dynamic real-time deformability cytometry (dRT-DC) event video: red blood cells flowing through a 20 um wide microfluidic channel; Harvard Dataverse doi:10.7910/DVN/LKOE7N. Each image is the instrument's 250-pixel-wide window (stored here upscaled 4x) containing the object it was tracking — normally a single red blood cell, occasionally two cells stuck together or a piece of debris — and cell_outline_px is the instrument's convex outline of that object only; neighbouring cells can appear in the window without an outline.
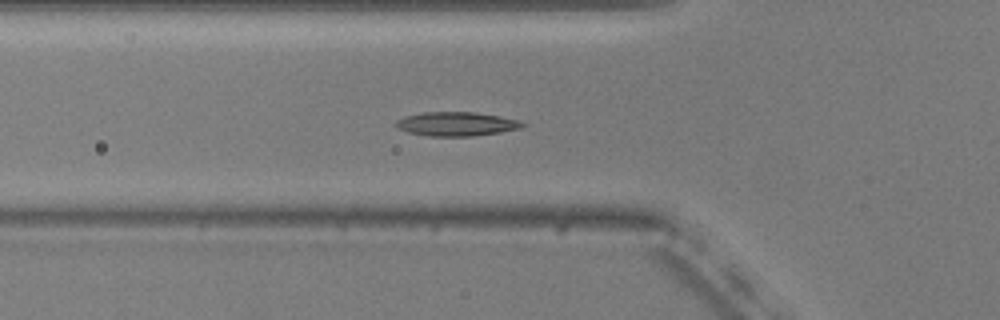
{"species": "common noctule bat (a hibernating species)", "species_latin": "Nyctalus noctula", "temperature_condition": "warm", "stored_images_in_passage": 50, "camera_frame_rate_fps": 3000, "um_per_image_px": 0.085, "animal": {"sex": "male", "body_mass_g": 20.5, "forearm_length_mm": 52.5}, "frame": {"image": 1, "passage_image": 14, "time_ms": 4.333, "image_size_px": [1000, 320], "cell_outline_px": [[528, 124], [520, 128], [500, 132], [472, 136], [428, 136], [408, 132], [396, 128], [396, 120], [404, 116], [424, 112], [472, 112], [520, 120]], "centroid_in_image_um": [38.77, 10.54], "position_along_channel_um": 87.0, "area_um2": 17.63}}
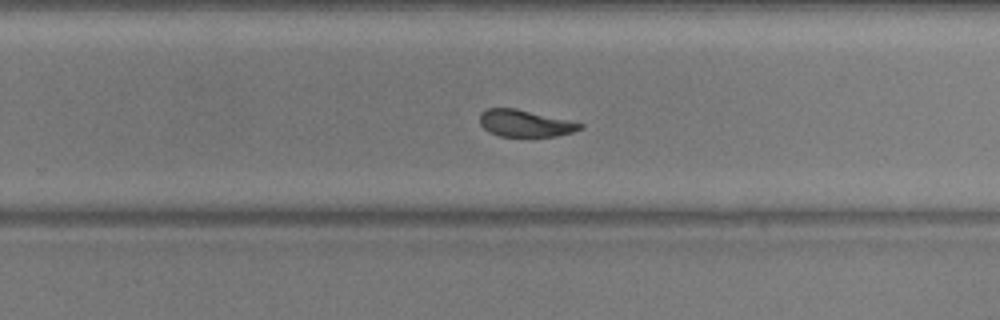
{"frame": {"image": 2, "passage_image": 30, "time_ms": 9.667, "image_size_px": [1000, 320], "cell_outline_px": [[584, 128], [572, 132], [556, 136], [500, 136], [488, 132], [480, 124], [480, 112], [488, 108], [516, 108], [568, 120], [584, 124]], "centroid_in_image_um": [44.62, 10.48], "position_along_channel_um": 285.2, "area_um2": 15.66}}
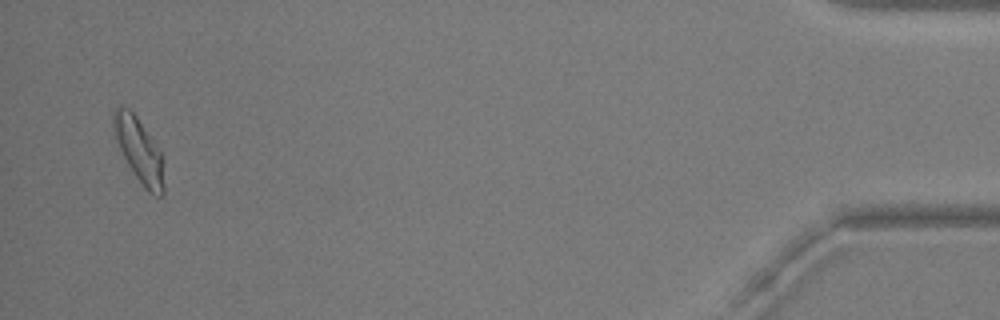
{"frame": {"image": 3, "passage_image": 48, "time_ms": 15.667, "image_size_px": [1000, 320], "cell_outline_px": [[164, 196], [160, 196], [148, 192], [144, 188], [128, 164], [120, 148], [112, 128], [112, 112], [116, 108], [128, 108], [136, 116], [160, 152], [164, 184]], "centroid_in_image_um": [11.8, 12.78], "position_along_channel_um": 423.4, "area_um2": 18.21}, "authors_computed_cell_mechanics": {"area_um2": 17.3978, "velocity_mm_per_s": 3.7115, "shape_relaxation_time_tau1_ms": 5.8199, "shape_relaxation_time_tau2_ms": 3.2325, "deformation_change_tau1": 0.1678, "deformation_change_tau2": 0.0924}}